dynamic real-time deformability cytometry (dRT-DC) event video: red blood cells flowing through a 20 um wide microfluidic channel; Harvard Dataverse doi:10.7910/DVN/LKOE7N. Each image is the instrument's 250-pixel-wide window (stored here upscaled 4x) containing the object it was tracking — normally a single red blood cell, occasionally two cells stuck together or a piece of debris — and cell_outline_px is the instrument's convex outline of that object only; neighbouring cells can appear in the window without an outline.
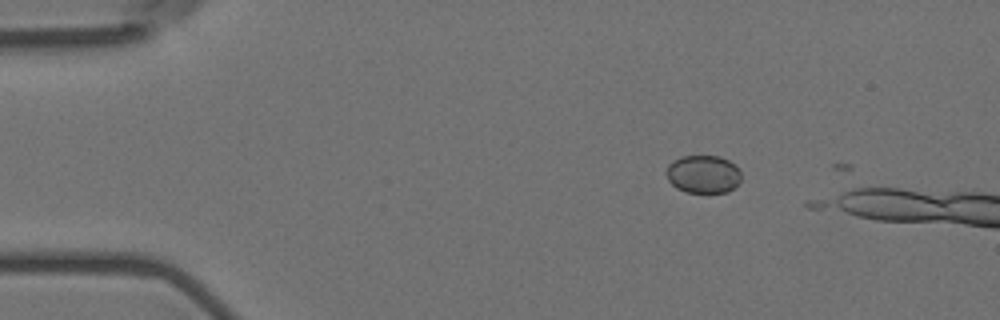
{"species": "Egyptian fruit bat (a non-hibernating species)", "species_latin": "Rousettus aegyptiacus", "temperature_condition": "room temperature", "stored_images_in_passage": 5, "camera_frame_rate_fps": 3000, "um_per_image_px": 0.085, "animal": {"sex": "female"}, "frame": {"image": 1, "passage_image": 4, "time_ms": 1.0, "image_size_px": [1000, 320], "cell_outline_px": [[740, 180], [728, 192], [684, 192], [676, 188], [668, 180], [664, 172], [668, 164], [672, 160], [680, 156], [720, 156], [728, 160], [740, 172]], "centroid_in_image_um": [59.7, 14.8], "position_along_channel_um": 25.3, "area_um2": 16.59}}